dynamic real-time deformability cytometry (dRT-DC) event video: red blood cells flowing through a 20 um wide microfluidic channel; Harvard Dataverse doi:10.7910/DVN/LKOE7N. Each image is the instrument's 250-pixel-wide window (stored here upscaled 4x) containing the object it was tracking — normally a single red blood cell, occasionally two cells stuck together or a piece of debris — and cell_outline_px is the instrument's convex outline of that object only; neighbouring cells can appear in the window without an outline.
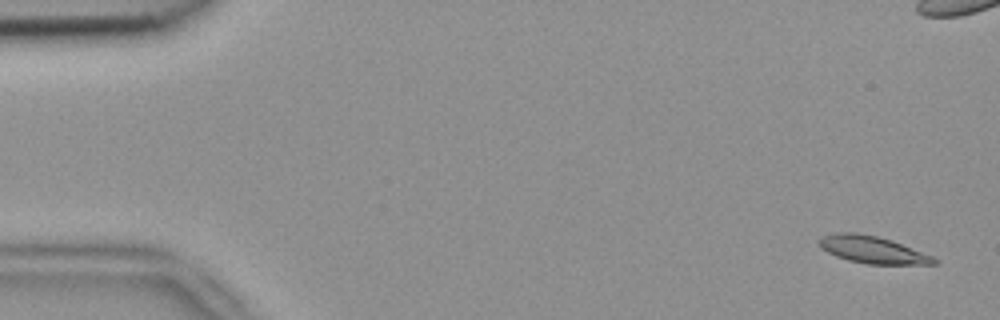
{"species": "common noctule bat (a hibernating species)", "species_latin": "Nyctalus noctula", "temperature_condition": "room temperature", "stored_images_in_passage": 16, "segment_of_instrument_passage": [1, 2], "camera_frame_rate_fps": 3000, "um_per_image_px": 0.085, "animal": {"sex": "female", "body_mass_g": 18.4}, "frame": {"image": 1, "passage_image": 1, "time_ms": 0.0, "image_size_px": [1000, 320], "cell_outline_px": [[940, 260], [936, 264], [868, 264], [848, 260], [836, 256], [820, 248], [816, 240], [820, 236], [836, 232], [856, 232], [876, 236], [892, 240], [932, 256]], "centroid_in_image_um": [74.11, 21.21], "position_along_channel_um": 10.9, "area_um2": 18.32}}
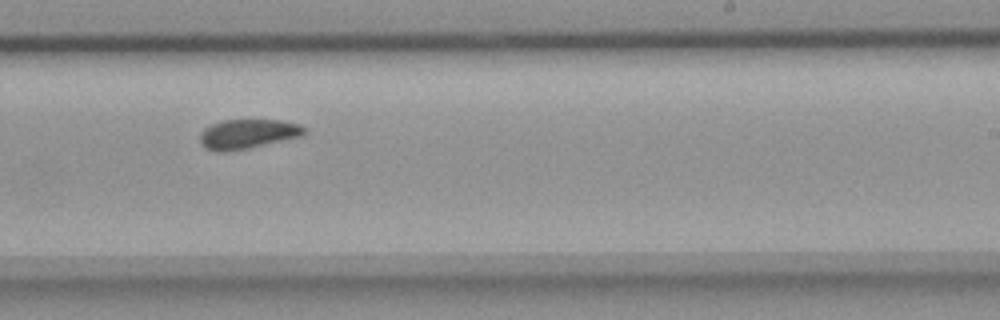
{"frame": {"image": 2, "passage_image": 10, "time_ms": 3.0, "image_size_px": [1000, 320], "cell_outline_px": [[308, 132], [300, 136], [248, 148], [228, 152], [216, 152], [204, 148], [200, 144], [200, 132], [204, 128], [212, 124], [224, 120], [280, 120], [300, 124]], "centroid_in_image_um": [21.01, 11.39], "position_along_channel_um": 268.0, "area_um2": 17.98}}
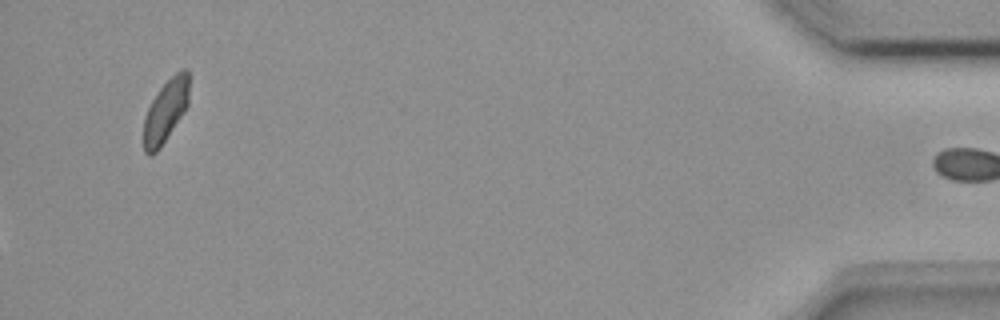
{"frame": {"image": 3, "passage_image": 15, "time_ms": 4.667, "image_size_px": [1000, 320], "cell_outline_px": [[188, 104], [184, 112], [160, 148], [152, 156], [148, 156], [144, 152], [144, 116], [152, 100], [160, 88], [180, 68], [188, 68]], "centroid_in_image_um": [14.07, 9.44], "position_along_channel_um": 421.1, "area_um2": 16.53}}